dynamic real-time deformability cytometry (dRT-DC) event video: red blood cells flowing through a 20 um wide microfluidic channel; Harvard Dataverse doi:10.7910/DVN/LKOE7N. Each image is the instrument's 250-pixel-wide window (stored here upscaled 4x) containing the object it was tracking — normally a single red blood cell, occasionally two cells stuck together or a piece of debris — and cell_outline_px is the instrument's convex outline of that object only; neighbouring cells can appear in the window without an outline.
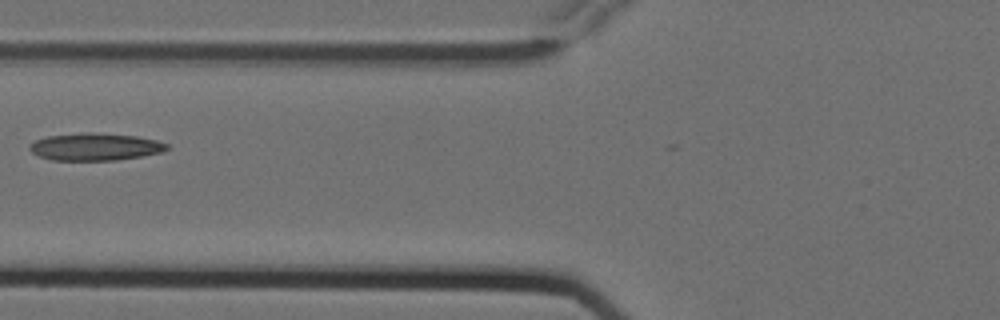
{"species": "Egyptian fruit bat (a non-hibernating species)", "species_latin": "Rousettus aegyptiacus", "temperature_condition": "cold", "stored_images_in_passage": 10, "camera_frame_rate_fps": 3000, "um_per_image_px": 0.085, "animal": {"sex": "female"}, "frame": {"image": 1, "passage_image": 7, "time_ms": 2.0, "image_size_px": [1000, 320], "cell_outline_px": [[168, 148], [164, 152], [116, 160], [52, 160], [40, 156], [32, 152], [28, 148], [36, 140], [48, 136], [84, 132], [92, 132], [136, 136], [156, 140], [168, 144]], "centroid_in_image_um": [8.11, 12.47], "position_along_channel_um": 117.7, "area_um2": 21.73}}
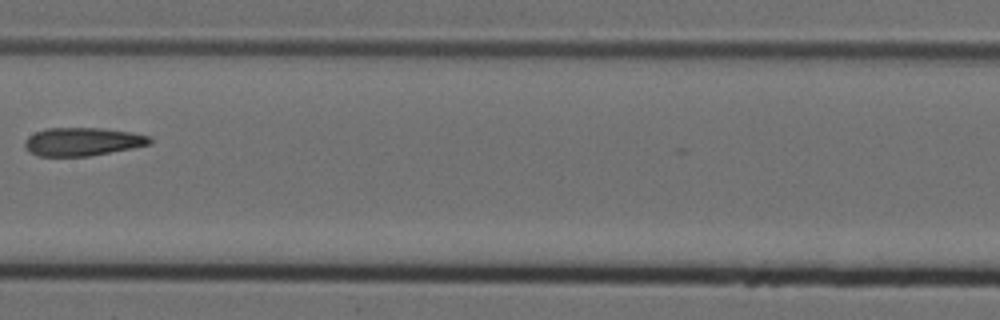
{"frame": {"image": 2, "passage_image": 9, "time_ms": 2.667, "image_size_px": [1000, 320], "cell_outline_px": [[152, 144], [132, 148], [88, 156], [36, 156], [28, 152], [24, 148], [24, 140], [28, 136], [36, 132], [48, 128], [100, 128], [132, 132], [152, 136]], "centroid_in_image_um": [7.0, 12.04], "position_along_channel_um": 200.4, "area_um2": 20.75}}
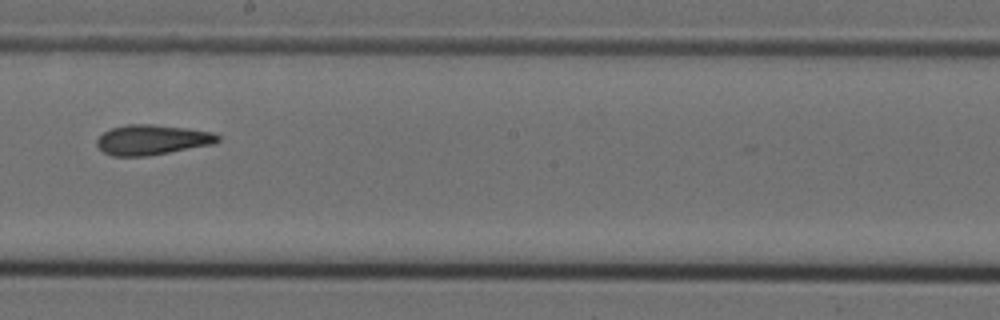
{"frame": {"image": 3, "passage_image": 10, "time_ms": 3.0, "image_size_px": [1000, 320], "cell_outline_px": [[220, 140], [212, 144], [148, 156], [112, 156], [104, 152], [96, 144], [96, 140], [104, 132], [112, 128], [128, 124], [152, 124], [188, 128], [212, 132], [220, 136]], "centroid_in_image_um": [12.92, 11.88], "position_along_channel_um": 235.3, "area_um2": 21.1}}